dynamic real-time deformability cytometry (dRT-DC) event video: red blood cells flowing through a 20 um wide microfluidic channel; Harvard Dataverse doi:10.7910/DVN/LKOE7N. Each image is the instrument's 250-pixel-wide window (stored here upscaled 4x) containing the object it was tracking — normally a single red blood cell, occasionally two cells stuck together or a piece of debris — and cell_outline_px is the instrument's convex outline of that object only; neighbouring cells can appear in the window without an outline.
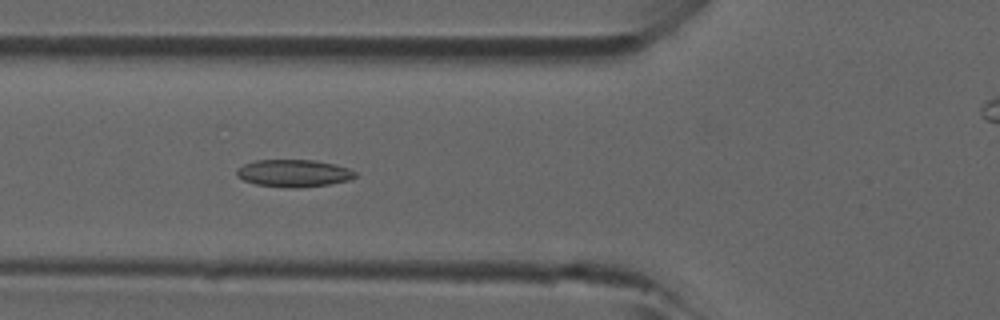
{"species": "common noctule bat (a hibernating species)", "species_latin": "Nyctalus noctula", "temperature_condition": "room temperature", "stored_images_in_passage": 6, "camera_frame_rate_fps": 3000, "um_per_image_px": 0.085, "animal": {"sex": "male", "forearm_length_mm": 52.5}, "frame": {"image": 1, "passage_image": 5, "time_ms": 1.333, "image_size_px": [1000, 320], "cell_outline_px": [[356, 176], [348, 180], [328, 184], [296, 188], [292, 188], [256, 184], [244, 180], [236, 176], [236, 168], [244, 164], [256, 160], [316, 160], [348, 168], [356, 172]], "centroid_in_image_um": [24.93, 14.72], "position_along_channel_um": 100.9, "area_um2": 18.73}}
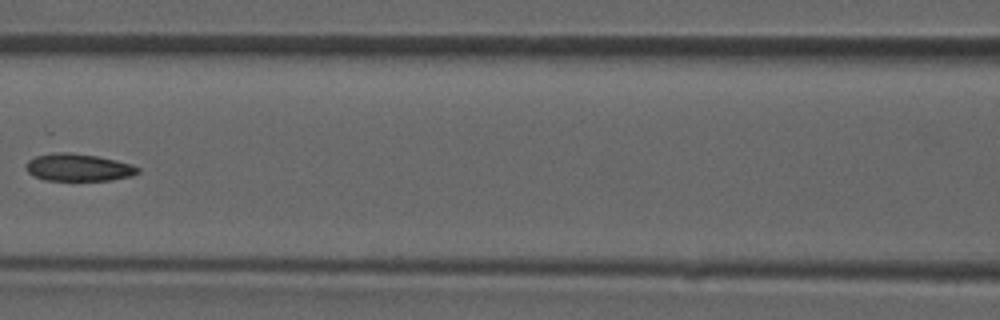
{"frame": {"image": 2, "passage_image": 6, "time_ms": 1.667, "image_size_px": [1000, 320], "cell_outline_px": [[140, 172], [132, 176], [112, 180], [44, 180], [28, 172], [28, 160], [36, 156], [56, 152], [68, 152], [96, 156], [116, 160], [132, 164], [140, 168]], "centroid_in_image_um": [6.72, 14.23], "position_along_channel_um": 159.9, "area_um2": 17.69}}